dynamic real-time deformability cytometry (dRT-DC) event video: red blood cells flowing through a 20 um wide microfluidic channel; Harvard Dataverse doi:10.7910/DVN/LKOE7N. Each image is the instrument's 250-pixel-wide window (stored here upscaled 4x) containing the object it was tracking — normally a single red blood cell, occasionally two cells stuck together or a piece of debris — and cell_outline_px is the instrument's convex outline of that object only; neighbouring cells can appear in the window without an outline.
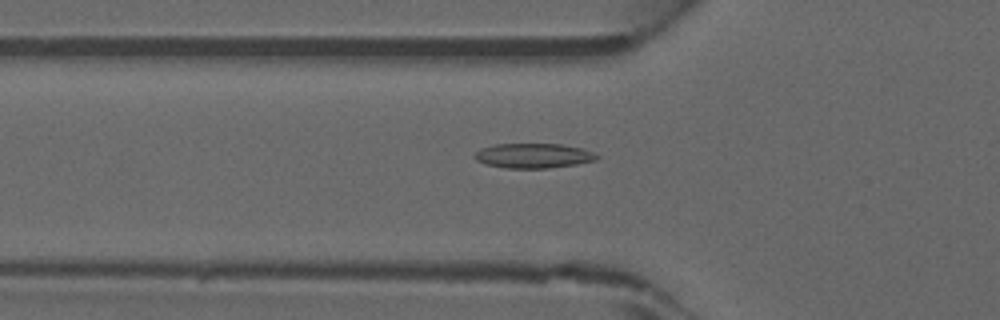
{"species": "common noctule bat (a hibernating species)", "species_latin": "Nyctalus noctula", "temperature_condition": "warm", "stored_images_in_passage": 45, "camera_frame_rate_fps": 3000, "um_per_image_px": 0.085, "animal": {"sex": "male", "forearm_length_mm": 52.5}, "frame": {"image": 1, "passage_image": 16, "time_ms": 5.0, "image_size_px": [1000, 320], "cell_outline_px": [[600, 156], [596, 160], [576, 164], [548, 168], [504, 168], [488, 164], [476, 160], [472, 156], [480, 148], [496, 144], [560, 144], [580, 148], [592, 152]], "centroid_in_image_um": [45.31, 13.23], "position_along_channel_um": 80.5, "area_um2": 17.51}}
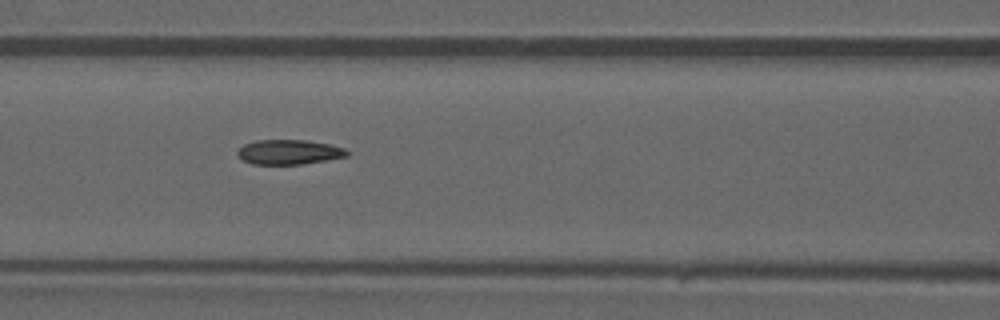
{"frame": {"image": 2, "passage_image": 20, "time_ms": 6.333, "image_size_px": [1000, 320], "cell_outline_px": [[348, 156], [328, 160], [300, 164], [252, 164], [244, 160], [236, 152], [244, 144], [256, 140], [308, 140], [332, 144], [344, 148], [348, 152]], "centroid_in_image_um": [24.6, 12.91], "position_along_channel_um": 142.0, "area_um2": 15.78}}
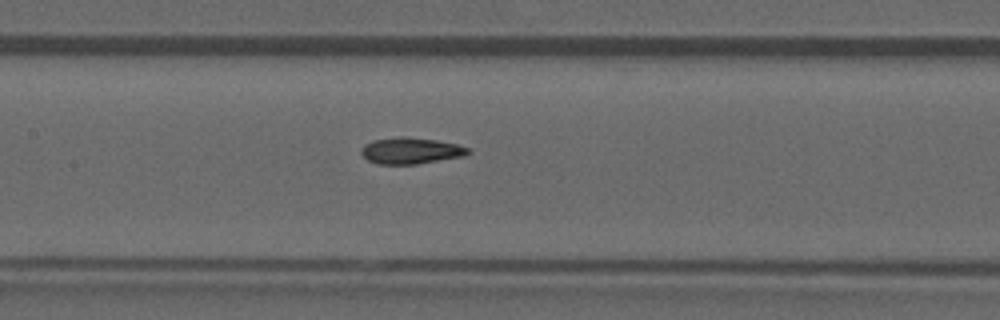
{"frame": {"image": 3, "passage_image": 22, "time_ms": 7.0, "image_size_px": [1000, 320], "cell_outline_px": [[472, 152], [464, 156], [416, 164], [376, 164], [368, 160], [360, 152], [364, 144], [372, 140], [400, 136], [404, 136], [436, 140], [456, 144], [472, 148]], "centroid_in_image_um": [34.93, 12.8], "position_along_channel_um": 172.5, "area_um2": 16.53}}